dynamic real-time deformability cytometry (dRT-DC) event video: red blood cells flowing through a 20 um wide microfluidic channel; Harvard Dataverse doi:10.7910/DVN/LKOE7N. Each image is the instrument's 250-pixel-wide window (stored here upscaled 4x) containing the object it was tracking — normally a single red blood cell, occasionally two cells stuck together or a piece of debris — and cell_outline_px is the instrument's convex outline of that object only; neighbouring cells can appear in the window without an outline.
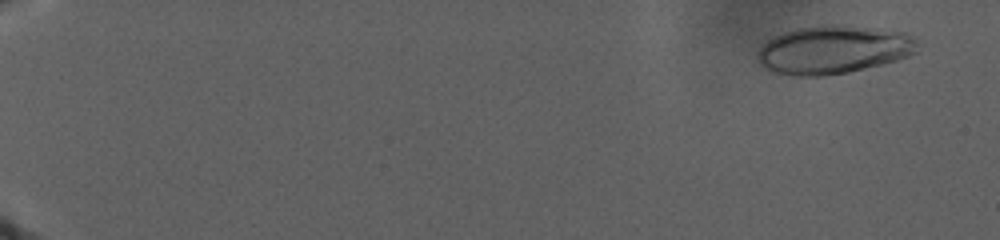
{"species": "human", "species_latin": "Homo sapiens", "temperature_condition": "warm", "stored_images_in_passage": 83, "camera_frame_rate_fps": 3000, "um_per_image_px": 0.085, "donor": {"sex": "male"}, "frame": {"image": 1, "passage_image": 6, "time_ms": 2.333, "image_size_px": [1000, 240], "cell_outline_px": [[916, 52], [908, 56], [896, 60], [848, 72], [824, 76], [796, 76], [772, 72], [764, 68], [760, 64], [756, 56], [760, 48], [768, 40], [784, 32], [796, 28], [824, 24], [844, 24], [876, 28], [904, 32], [916, 40]], "centroid_in_image_um": [70.81, 4.22], "position_along_channel_um": 14.2, "area_um2": 45.03}}
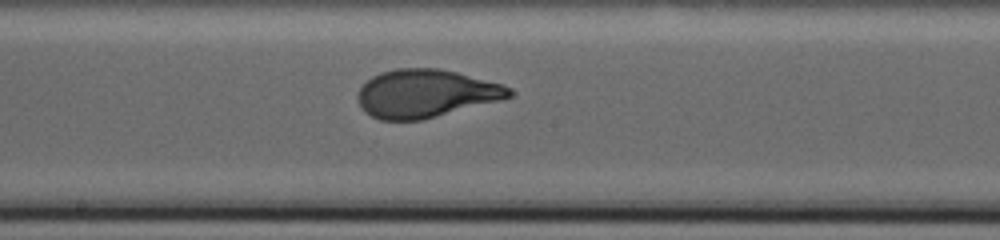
{"frame": {"image": 2, "passage_image": 56, "time_ms": 23.333, "image_size_px": [1000, 240], "cell_outline_px": [[512, 96], [504, 100], [424, 120], [380, 120], [364, 112], [360, 108], [356, 100], [356, 96], [360, 88], [372, 76], [380, 72], [396, 68], [440, 68], [504, 84], [512, 88]], "centroid_in_image_um": [36.2, 7.96], "position_along_channel_um": 212.0, "area_um2": 43.12}}
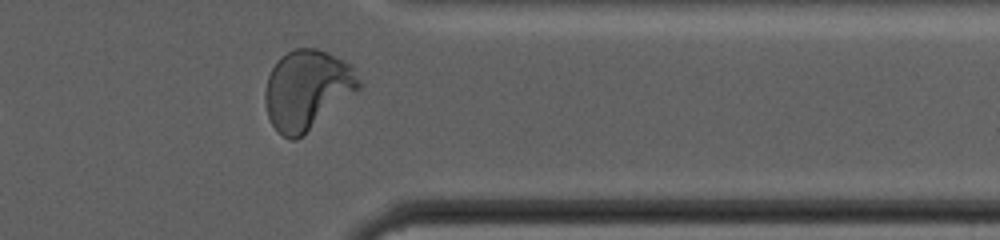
{"frame": {"image": 3, "passage_image": 78, "time_ms": 32.333, "image_size_px": [1000, 240], "cell_outline_px": [[360, 88], [356, 92], [296, 140], [288, 140], [272, 124], [268, 116], [264, 100], [264, 92], [268, 76], [276, 60], [280, 56], [296, 48], [316, 48], [328, 52], [352, 64], [360, 80]], "centroid_in_image_um": [26.09, 7.59], "position_along_channel_um": 385.3, "area_um2": 43.29}}